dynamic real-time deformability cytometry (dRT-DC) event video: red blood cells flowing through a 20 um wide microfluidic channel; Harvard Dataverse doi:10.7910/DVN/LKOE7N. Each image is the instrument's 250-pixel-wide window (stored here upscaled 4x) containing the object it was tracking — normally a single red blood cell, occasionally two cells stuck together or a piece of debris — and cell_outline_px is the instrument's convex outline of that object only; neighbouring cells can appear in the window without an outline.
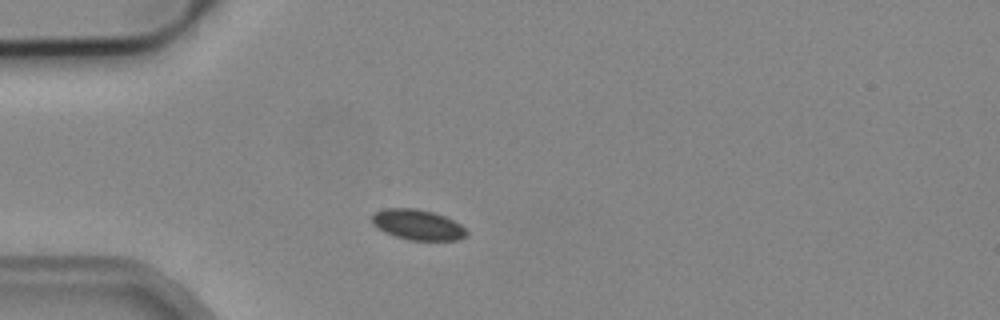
{"species": "common noctule bat (a hibernating species)", "species_latin": "Nyctalus noctula", "temperature_condition": "cold", "stored_images_in_passage": 4, "camera_frame_rate_fps": 3000, "um_per_image_px": 0.085, "animal": {"sex": "male", "body_mass_g": 19.2, "forearm_length_mm": 51.8}, "frame": {"image": 1, "passage_image": 1, "time_ms": 0.0, "image_size_px": [1000, 320], "cell_outline_px": [[468, 236], [460, 240], [408, 240], [384, 232], [372, 224], [372, 216], [376, 212], [384, 208], [416, 208], [432, 212], [444, 216], [460, 224], [468, 232]], "centroid_in_image_um": [35.51, 19.11], "position_along_channel_um": 49.5, "area_um2": 16.76}}